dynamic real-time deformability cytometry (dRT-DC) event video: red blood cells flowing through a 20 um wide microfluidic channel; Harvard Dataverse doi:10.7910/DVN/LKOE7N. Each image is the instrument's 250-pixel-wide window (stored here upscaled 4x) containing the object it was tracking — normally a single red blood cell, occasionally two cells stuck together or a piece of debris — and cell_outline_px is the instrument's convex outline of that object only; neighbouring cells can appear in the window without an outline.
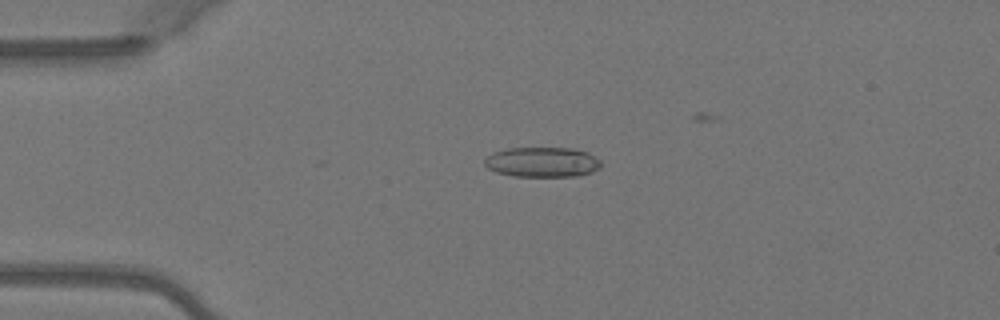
{"species": "Egyptian fruit bat (a non-hibernating species)", "species_latin": "Rousettus aegyptiacus", "temperature_condition": "warm", "stored_images_in_passage": 5, "camera_frame_rate_fps": 3000, "um_per_image_px": 0.085, "animal": {"sex": "female"}, "frame": {"image": 1, "passage_image": 4, "time_ms": 1.0, "image_size_px": [1000, 320], "cell_outline_px": [[600, 168], [592, 172], [576, 176], [512, 176], [496, 172], [488, 168], [484, 164], [484, 160], [492, 152], [508, 148], [572, 148], [588, 152], [600, 160]], "centroid_in_image_um": [46.08, 13.77], "position_along_channel_um": 38.9, "area_um2": 20.4}}